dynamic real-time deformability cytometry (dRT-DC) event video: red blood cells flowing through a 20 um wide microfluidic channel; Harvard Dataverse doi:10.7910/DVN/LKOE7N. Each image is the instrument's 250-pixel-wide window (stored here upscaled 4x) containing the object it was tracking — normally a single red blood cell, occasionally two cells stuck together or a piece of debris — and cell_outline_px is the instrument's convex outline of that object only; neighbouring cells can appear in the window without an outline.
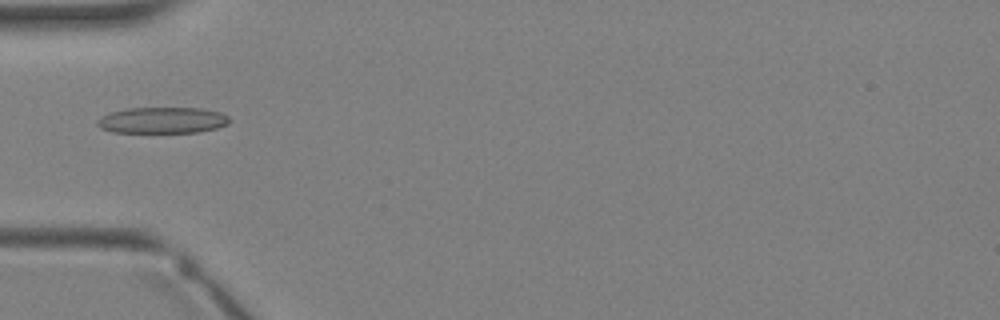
{"species": "Egyptian fruit bat (a non-hibernating species)", "species_latin": "Rousettus aegyptiacus", "temperature_condition": "warm", "stored_images_in_passage": 1, "camera_frame_rate_fps": 3000, "um_per_image_px": 0.085, "animal": {"sex": "female"}, "frame": {"image": 1, "passage_image": 1, "time_ms": 0.0, "image_size_px": [1000, 320], "cell_outline_px": [[232, 120], [228, 124], [216, 128], [196, 132], [112, 132], [100, 128], [96, 124], [96, 120], [112, 112], [128, 108], [200, 108], [220, 112], [228, 116]], "centroid_in_image_um": [13.82, 10.22], "position_along_channel_um": 71.2, "area_um2": 20.06}}